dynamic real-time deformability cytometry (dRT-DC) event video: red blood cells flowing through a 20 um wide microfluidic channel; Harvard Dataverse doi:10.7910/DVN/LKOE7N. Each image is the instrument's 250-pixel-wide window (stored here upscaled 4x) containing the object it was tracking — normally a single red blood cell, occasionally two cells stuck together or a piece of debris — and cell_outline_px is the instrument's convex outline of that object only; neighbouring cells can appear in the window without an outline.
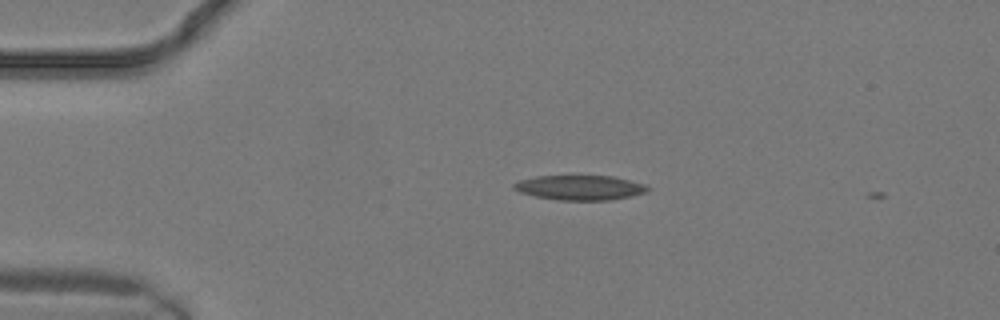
{"species": "common noctule bat (a hibernating species)", "species_latin": "Nyctalus noctula", "temperature_condition": "warm", "stored_images_in_passage": 3, "camera_frame_rate_fps": 3000, "um_per_image_px": 0.085, "animal": {"sex": "male", "body_mass_g": 19.2, "forearm_length_mm": 51.8}, "frame": {"image": 1, "passage_image": 1, "time_ms": 0.0, "image_size_px": [1000, 320], "cell_outline_px": [[648, 192], [632, 196], [612, 200], [556, 200], [536, 196], [520, 192], [512, 188], [512, 184], [520, 180], [536, 176], [612, 176], [644, 184], [648, 188]], "centroid_in_image_um": [49.28, 15.95], "position_along_channel_um": 35.7, "area_um2": 19.25}}